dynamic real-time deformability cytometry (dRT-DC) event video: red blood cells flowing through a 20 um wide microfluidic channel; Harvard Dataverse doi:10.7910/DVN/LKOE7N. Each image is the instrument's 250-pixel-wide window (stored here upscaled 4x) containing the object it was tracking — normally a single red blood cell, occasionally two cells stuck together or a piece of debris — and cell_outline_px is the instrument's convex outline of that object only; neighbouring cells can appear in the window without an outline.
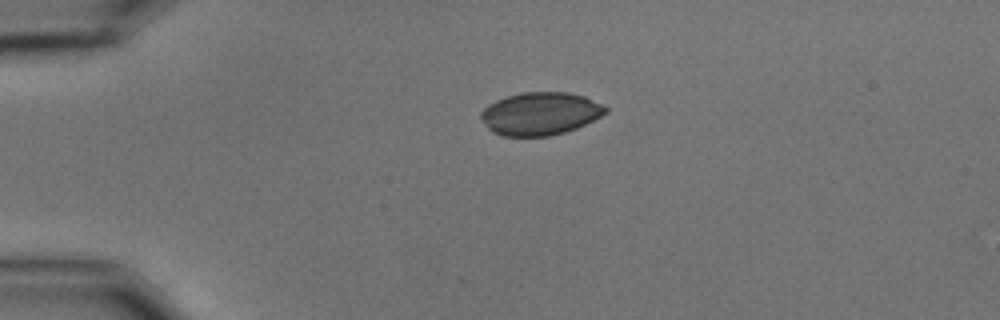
{"species": "common noctule bat (a hibernating species)", "species_latin": "Nyctalus noctula", "temperature_condition": "cold", "stored_images_in_passage": 6, "camera_frame_rate_fps": 3000, "um_per_image_px": 0.085, "animal": {"sex": "male", "body_mass_g": 15.6}, "frame": {"image": 1, "passage_image": 1, "time_ms": 0.0, "image_size_px": [1000, 320], "cell_outline_px": [[608, 112], [576, 128], [564, 132], [548, 136], [500, 136], [492, 132], [488, 128], [480, 116], [480, 112], [488, 104], [496, 100], [520, 92], [568, 92], [584, 96], [608, 108]], "centroid_in_image_um": [45.89, 9.66], "position_along_channel_um": 39.1, "area_um2": 30.98}}